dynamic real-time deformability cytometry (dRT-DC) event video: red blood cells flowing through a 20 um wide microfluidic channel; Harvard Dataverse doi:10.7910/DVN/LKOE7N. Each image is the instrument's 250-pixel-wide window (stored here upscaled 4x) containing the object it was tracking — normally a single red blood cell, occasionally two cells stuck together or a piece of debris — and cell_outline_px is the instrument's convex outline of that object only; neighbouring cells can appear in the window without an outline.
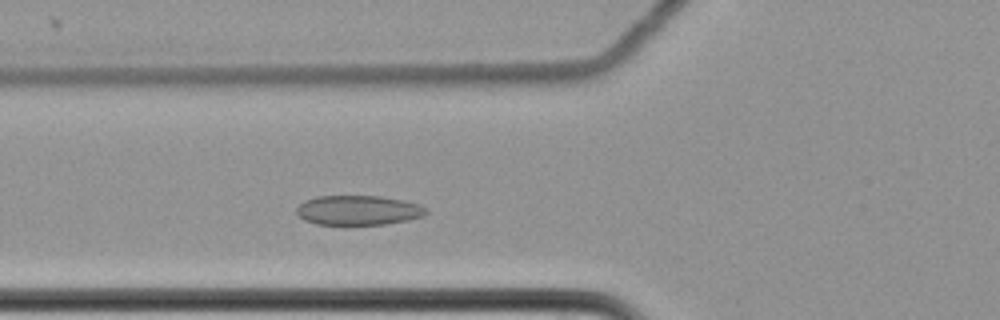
{"species": "common noctule bat (a hibernating species)", "species_latin": "Nyctalus noctula", "temperature_condition": "cold", "stored_images_in_passage": 51, "camera_frame_rate_fps": 3000, "um_per_image_px": 0.085, "animal": {"sex": "female", "body_mass_g": 22.7, "forearm_length_mm": 54.2}, "frame": {"image": 1, "passage_image": 14, "time_ms": 4.333, "image_size_px": [1000, 320], "cell_outline_px": [[428, 212], [424, 216], [408, 220], [384, 224], [316, 224], [304, 220], [296, 212], [296, 208], [304, 200], [316, 196], [380, 196], [404, 200], [420, 204], [428, 208]], "centroid_in_image_um": [30.48, 17.86], "position_along_channel_um": 95.3, "area_um2": 22.48}}
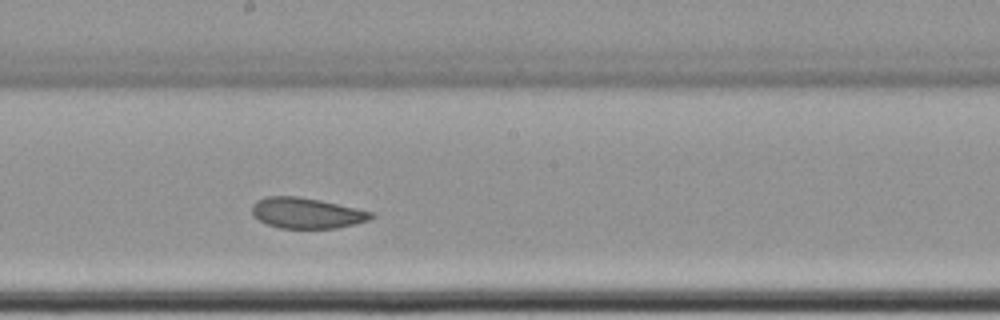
{"frame": {"image": 2, "passage_image": 25, "time_ms": 8.0, "image_size_px": [1000, 320], "cell_outline_px": [[376, 216], [368, 220], [336, 228], [280, 228], [268, 224], [252, 216], [252, 204], [256, 200], [264, 196], [296, 196], [320, 200], [356, 208], [372, 212]], "centroid_in_image_um": [26.02, 18.1], "position_along_channel_um": 222.2, "area_um2": 21.21}}
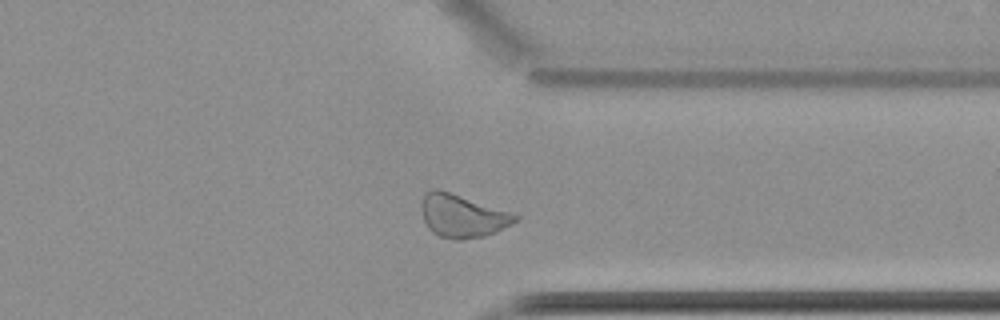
{"frame": {"image": 3, "passage_image": 38, "time_ms": 12.333, "image_size_px": [1000, 320], "cell_outline_px": [[520, 220], [496, 232], [484, 236], [460, 240], [452, 240], [440, 236], [432, 232], [428, 228], [424, 220], [420, 208], [420, 204], [424, 192], [436, 188], [440, 188], [520, 216]], "centroid_in_image_um": [39.26, 18.35], "position_along_channel_um": 372.1, "area_um2": 23.7}, "authors_computed_cell_mechanics": {"area_um2": 23.5824, "velocity_mm_per_s": 3.4602, "shape_relaxation_time_tau1_ms": 6.0082, "shape_relaxation_time_tau2_ms": 1.5868, "deformation_change_tau1": 0.0757, "deformation_change_tau2": 0.0623}}